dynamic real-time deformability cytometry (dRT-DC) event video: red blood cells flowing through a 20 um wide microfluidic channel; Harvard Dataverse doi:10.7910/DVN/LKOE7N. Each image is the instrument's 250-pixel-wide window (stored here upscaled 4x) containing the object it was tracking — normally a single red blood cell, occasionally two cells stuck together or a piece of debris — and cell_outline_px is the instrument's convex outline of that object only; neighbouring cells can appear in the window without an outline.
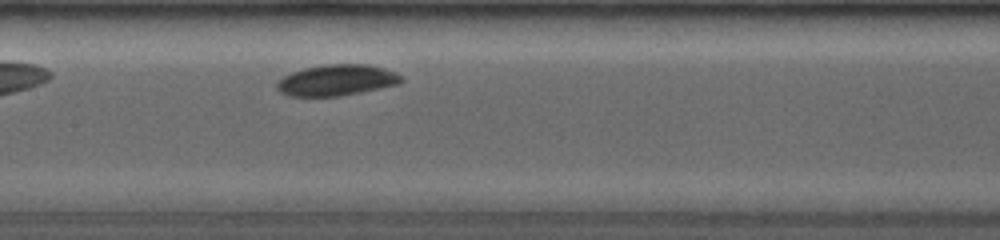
{"species": "common noctule bat (a hibernating species)", "species_latin": "Nyctalus noctula", "temperature_condition": "room temperature", "stored_images_in_passage": 36, "camera_frame_rate_fps": 4000, "um_per_image_px": 0.085, "animal": {"sex": "female", "body_mass_g": 19.0, "forearm_length_mm": 53.3}, "frame": {"image": 1, "passage_image": 11, "time_ms": 2.75, "image_size_px": [1000, 240], "cell_outline_px": [[404, 80], [400, 84], [340, 96], [288, 96], [280, 92], [276, 88], [276, 84], [284, 76], [292, 72], [304, 68], [324, 64], [368, 64], [384, 68], [396, 72]], "centroid_in_image_um": [28.63, 6.81], "position_along_channel_um": 178.8, "area_um2": 22.54}}
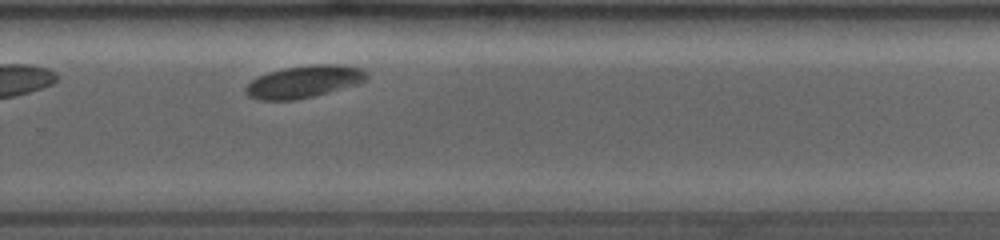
{"frame": {"image": 2, "passage_image": 24, "time_ms": 6.0, "image_size_px": [1000, 240], "cell_outline_px": [[368, 80], [356, 84], [328, 92], [296, 100], [256, 100], [248, 96], [244, 92], [244, 88], [252, 80], [268, 72], [284, 68], [312, 64], [336, 64], [360, 68], [368, 72]], "centroid_in_image_um": [25.82, 6.94], "position_along_channel_um": 304.0, "area_um2": 22.72}}
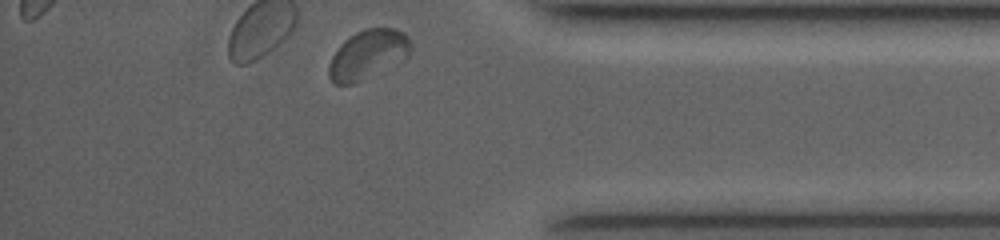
{"frame": {"image": 3, "passage_image": 34, "time_ms": 8.75, "image_size_px": [1000, 240], "cell_outline_px": [[412, 52], [408, 56], [352, 84], [336, 84], [328, 76], [328, 64], [332, 56], [340, 44], [344, 40], [356, 32], [364, 28], [392, 28], [404, 32], [408, 36], [412, 44]], "centroid_in_image_um": [31.26, 4.59], "position_along_channel_um": 403.9, "area_um2": 23.12}}